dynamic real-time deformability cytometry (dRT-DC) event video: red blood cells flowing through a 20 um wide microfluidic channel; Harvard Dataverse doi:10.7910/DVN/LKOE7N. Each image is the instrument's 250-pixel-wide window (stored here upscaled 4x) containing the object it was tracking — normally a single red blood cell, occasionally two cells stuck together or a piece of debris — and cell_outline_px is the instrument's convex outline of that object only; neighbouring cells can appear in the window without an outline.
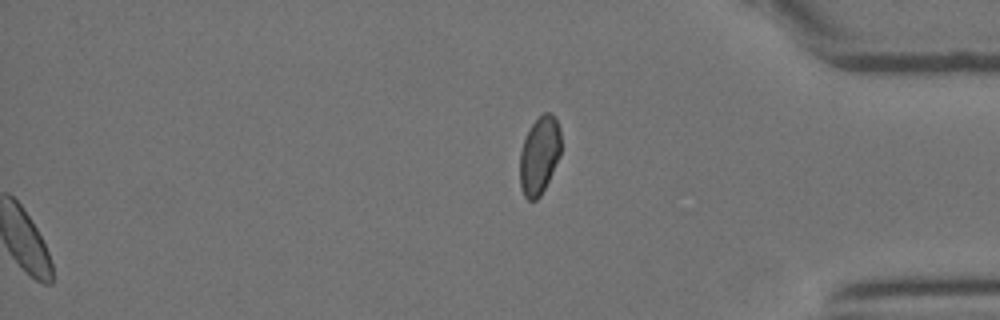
{"species": "Egyptian fruit bat (a non-hibernating species)", "species_latin": "Rousettus aegyptiacus", "temperature_condition": "room temperature", "stored_images_in_passage": 33, "segment_of_instrument_passage": [2, 2], "camera_frame_rate_fps": 3000, "um_per_image_px": 0.085, "animal": {"sex": "female"}, "frame": {"image": 1, "passage_image": 33, "time_ms": 10.667, "image_size_px": [1000, 320], "cell_outline_px": [[560, 156], [540, 196], [536, 200], [528, 200], [524, 196], [520, 188], [520, 152], [524, 140], [532, 124], [544, 112], [552, 112], [556, 116], [560, 128]], "centroid_in_image_um": [45.85, 13.19], "position_along_channel_um": 389.3, "area_um2": 18.61}}